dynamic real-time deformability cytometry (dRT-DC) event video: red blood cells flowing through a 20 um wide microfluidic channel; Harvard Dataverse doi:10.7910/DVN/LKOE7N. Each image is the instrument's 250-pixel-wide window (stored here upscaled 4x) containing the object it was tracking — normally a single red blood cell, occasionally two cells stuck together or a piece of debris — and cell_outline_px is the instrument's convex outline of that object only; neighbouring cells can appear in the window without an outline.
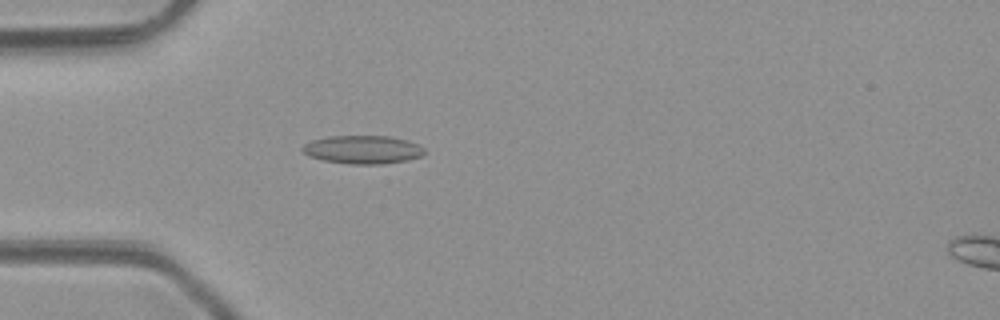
{"species": "common noctule bat (a hibernating species)", "species_latin": "Nyctalus noctula", "temperature_condition": "room temperature", "stored_images_in_passage": 4, "camera_frame_rate_fps": 3000, "um_per_image_px": 0.085, "animal": {"sex": "male", "body_mass_g": 23.1, "forearm_length_mm": 52.7}, "frame": {"image": 1, "passage_image": 4, "time_ms": 3.333, "image_size_px": [1000, 320], "cell_outline_px": [[424, 152], [420, 156], [408, 160], [380, 164], [352, 164], [324, 160], [312, 156], [304, 152], [300, 148], [304, 144], [312, 140], [328, 136], [388, 136], [408, 140], [424, 148]], "centroid_in_image_um": [30.83, 12.71], "position_along_channel_um": 54.2, "area_um2": 19.88}}